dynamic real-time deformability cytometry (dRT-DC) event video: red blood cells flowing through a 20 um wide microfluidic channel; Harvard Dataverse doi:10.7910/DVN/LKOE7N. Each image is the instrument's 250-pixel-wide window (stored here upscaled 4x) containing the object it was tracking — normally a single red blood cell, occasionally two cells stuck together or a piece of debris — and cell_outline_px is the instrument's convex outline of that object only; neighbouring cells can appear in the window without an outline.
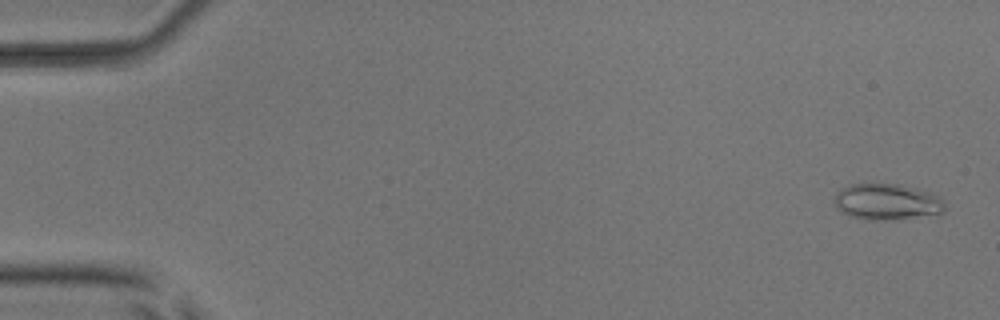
{"species": "common noctule bat (a hibernating species)", "species_latin": "Nyctalus noctula", "temperature_condition": "room temperature", "stored_images_in_passage": 53, "camera_frame_rate_fps": 3000, "um_per_image_px": 0.085, "animal": {"sex": "male", "body_mass_g": 17.9, "forearm_length_mm": 54.2}, "frame": {"image": 1, "passage_image": 2, "time_ms": 0.333, "image_size_px": [1000, 320], "cell_outline_px": [[944, 212], [892, 220], [864, 220], [848, 216], [840, 212], [836, 208], [832, 200], [836, 192], [840, 188], [852, 184], [900, 184], [916, 188], [928, 192], [944, 200]], "centroid_in_image_um": [75.29, 17.16], "position_along_channel_um": 9.7, "area_um2": 23.47}}
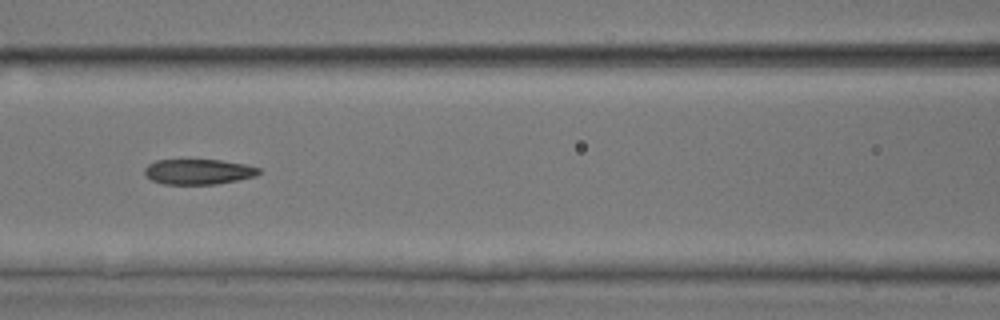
{"frame": {"image": 2, "passage_image": 24, "time_ms": 7.667, "image_size_px": [1000, 320], "cell_outline_px": [[260, 172], [256, 176], [216, 184], [164, 184], [152, 180], [144, 172], [144, 168], [148, 164], [156, 160], [220, 160], [248, 164], [260, 168]], "centroid_in_image_um": [16.88, 14.59], "position_along_channel_um": 149.7, "area_um2": 16.82}}
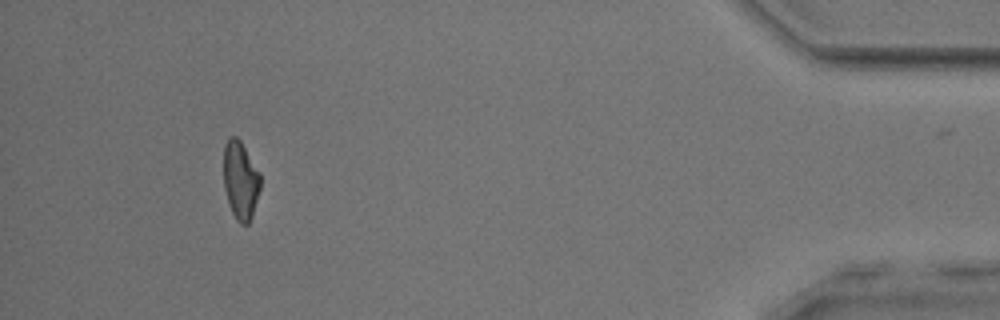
{"frame": {"image": 3, "passage_image": 49, "time_ms": 16.0, "image_size_px": [1000, 320], "cell_outline_px": [[260, 188], [252, 216], [248, 224], [240, 224], [236, 220], [228, 204], [224, 188], [224, 144], [228, 136], [236, 136], [240, 140], [260, 172]], "centroid_in_image_um": [20.43, 15.31], "position_along_channel_um": 414.8, "area_um2": 16.88}, "authors_computed_cell_mechanics": {"area_um2": 17.8024, "velocity_mm_per_s": 3.9382, "shape_relaxation_time_tau1_ms": 4.1149, "shape_relaxation_time_tau2_ms": 2.4716, "deformation_change_tau1": 0.1448, "deformation_change_tau2": 0.0818}}